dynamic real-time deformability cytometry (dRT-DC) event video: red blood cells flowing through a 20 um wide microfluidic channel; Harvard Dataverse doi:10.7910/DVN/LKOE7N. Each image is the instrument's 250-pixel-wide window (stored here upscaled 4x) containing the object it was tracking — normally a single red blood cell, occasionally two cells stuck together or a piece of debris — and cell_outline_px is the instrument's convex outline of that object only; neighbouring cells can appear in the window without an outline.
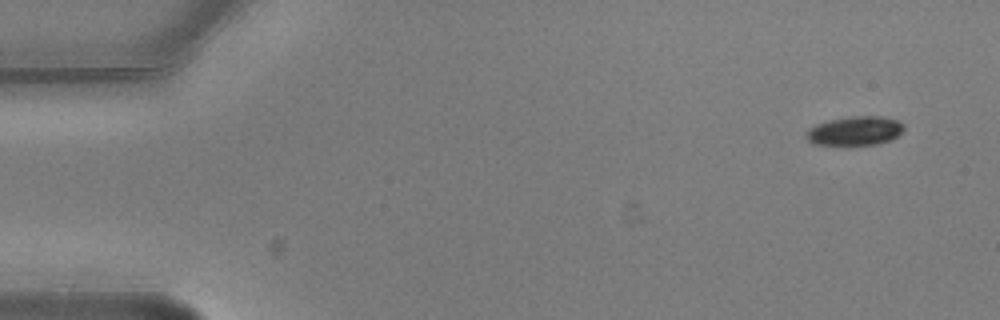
{"species": "common noctule bat (a hibernating species)", "species_latin": "Nyctalus noctula", "temperature_condition": "warm", "stored_images_in_passage": 4, "camera_frame_rate_fps": 3000, "um_per_image_px": 0.085, "animal": {"sex": "male", "body_mass_g": 20.5, "forearm_length_mm": 52.5}, "frame": {"image": 1, "passage_image": 1, "time_ms": 0.0, "image_size_px": [1000, 320], "cell_outline_px": [[904, 128], [896, 136], [888, 140], [876, 144], [812, 144], [808, 140], [808, 128], [816, 124], [848, 116], [880, 116], [900, 120], [904, 124]], "centroid_in_image_um": [72.7, 11.1], "position_along_channel_um": 12.3, "area_um2": 16.18}}
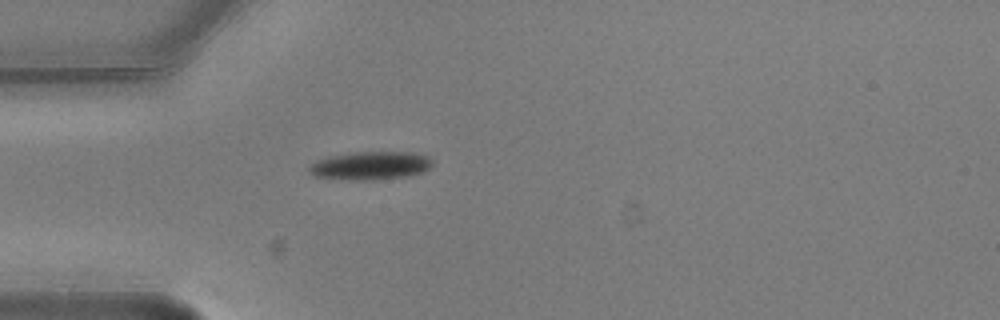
{"frame": {"image": 2, "passage_image": 4, "time_ms": 1.0, "image_size_px": [1000, 320], "cell_outline_px": [[432, 168], [424, 172], [408, 176], [372, 180], [348, 180], [312, 176], [308, 172], [308, 168], [316, 160], [328, 156], [348, 152], [412, 152], [428, 156], [432, 160]], "centroid_in_image_um": [31.48, 14.08], "position_along_channel_um": 53.5, "area_um2": 20.69}}